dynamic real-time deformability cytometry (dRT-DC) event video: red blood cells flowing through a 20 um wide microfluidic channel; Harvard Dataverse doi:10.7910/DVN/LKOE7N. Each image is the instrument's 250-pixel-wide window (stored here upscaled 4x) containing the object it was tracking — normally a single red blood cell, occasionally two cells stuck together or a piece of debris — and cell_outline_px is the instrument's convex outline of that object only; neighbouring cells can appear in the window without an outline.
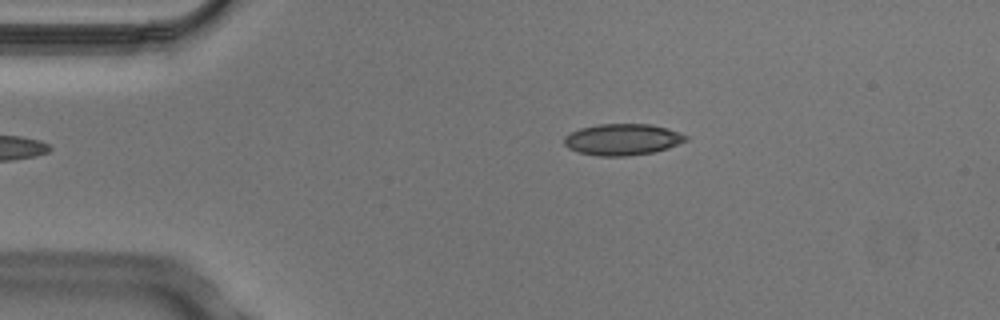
{"species": "Egyptian fruit bat (a non-hibernating species)", "species_latin": "Rousettus aegyptiacus", "temperature_condition": "cold", "stored_images_in_passage": 4, "camera_frame_rate_fps": 3000, "um_per_image_px": 0.085, "animal": {"sex": "male"}, "frame": {"image": 1, "passage_image": 4, "time_ms": 1.0, "image_size_px": [1000, 320], "cell_outline_px": [[688, 140], [668, 148], [652, 152], [628, 156], [596, 156], [580, 152], [568, 148], [564, 144], [564, 136], [580, 128], [596, 124], [652, 124], [668, 128], [680, 132], [688, 136]], "centroid_in_image_um": [52.92, 11.85], "position_along_channel_um": 32.1, "area_um2": 22.37}}